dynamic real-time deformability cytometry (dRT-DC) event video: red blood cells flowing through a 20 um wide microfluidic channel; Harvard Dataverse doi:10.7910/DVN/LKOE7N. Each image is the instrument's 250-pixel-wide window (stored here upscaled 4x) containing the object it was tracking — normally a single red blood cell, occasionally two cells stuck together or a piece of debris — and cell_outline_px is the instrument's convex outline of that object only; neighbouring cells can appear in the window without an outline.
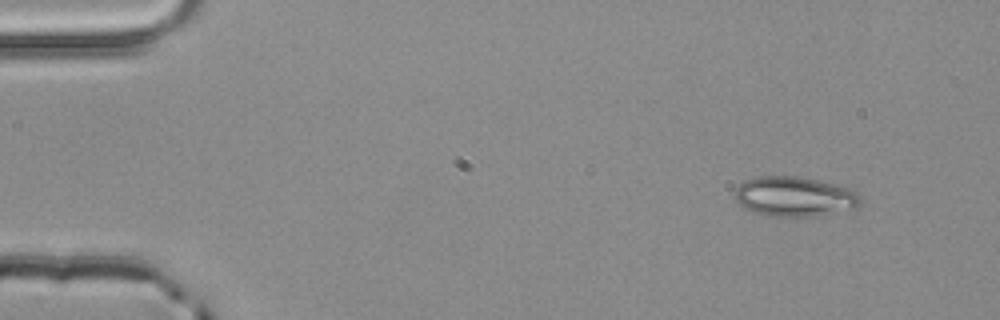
{"species": "common noctule bat (a hibernating species)", "species_latin": "Nyctalus noctula", "temperature_condition": "room temperature", "stored_images_in_passage": 4, "camera_frame_rate_fps": 3000, "um_per_image_px": 0.085, "animal": {"sex": "male", "body_mass_g": 20.4}, "frame": {"image": 1, "passage_image": 1, "time_ms": 0.0, "image_size_px": [1000, 320], "cell_outline_px": [[860, 204], [856, 208], [812, 216], [772, 216], [756, 212], [740, 204], [736, 200], [736, 188], [744, 180], [760, 176], [792, 176], [816, 180], [848, 188], [856, 192], [860, 196]], "centroid_in_image_um": [67.53, 16.7], "position_along_channel_um": 17.5, "area_um2": 28.5}}